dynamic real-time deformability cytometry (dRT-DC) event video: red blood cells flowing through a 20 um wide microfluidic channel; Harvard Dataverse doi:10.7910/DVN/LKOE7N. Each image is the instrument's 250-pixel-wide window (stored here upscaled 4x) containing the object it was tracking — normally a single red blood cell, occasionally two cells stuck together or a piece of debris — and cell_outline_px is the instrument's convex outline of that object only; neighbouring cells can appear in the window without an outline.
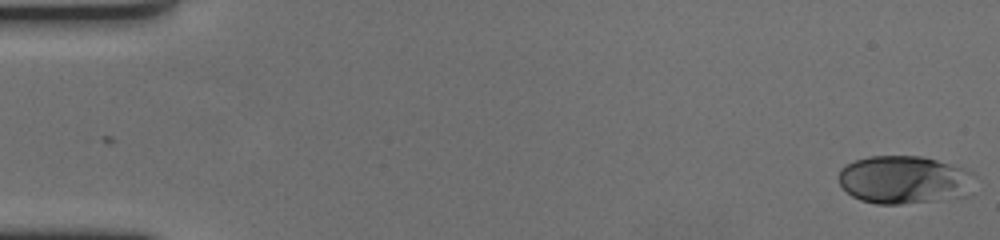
{"species": "human", "species_latin": "Homo sapiens", "temperature_condition": "cold", "stored_images_in_passage": 61, "camera_frame_rate_fps": 3000, "um_per_image_px": 0.085, "donor": {"sex": "female"}, "frame": {"image": 1, "passage_image": 1, "time_ms": 0.0, "image_size_px": [1000, 240], "cell_outline_px": [[976, 176], [968, 196], [900, 204], [876, 204], [860, 200], [852, 196], [840, 184], [836, 176], [840, 168], [856, 160], [868, 156], [920, 156], [936, 160], [972, 172]], "centroid_in_image_um": [76.83, 15.28], "position_along_channel_um": 8.2, "area_um2": 38.15}}
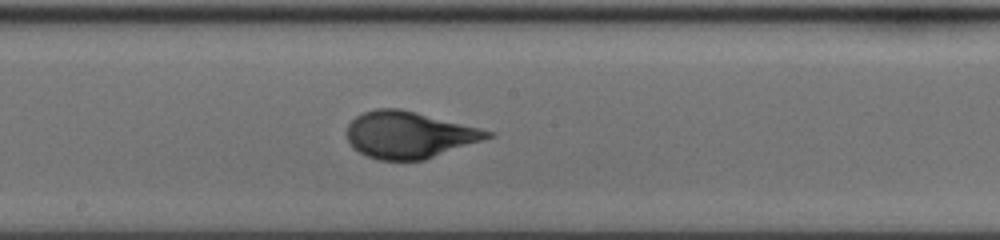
{"frame": {"image": 2, "passage_image": 33, "time_ms": 10.667, "image_size_px": [1000, 240], "cell_outline_px": [[496, 136], [424, 160], [376, 160], [364, 156], [352, 148], [348, 140], [348, 124], [356, 116], [364, 112], [376, 108], [400, 108], [496, 132]], "centroid_in_image_um": [34.78, 11.47], "position_along_channel_um": 213.4, "area_um2": 38.49}}
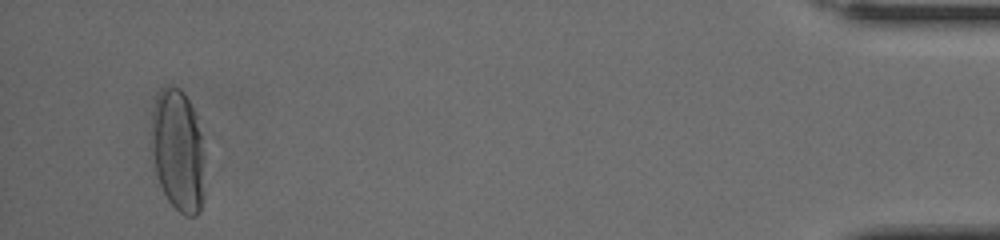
{"frame": {"image": 3, "passage_image": 58, "time_ms": 19.0, "image_size_px": [1000, 240], "cell_outline_px": [[204, 196], [200, 212], [196, 216], [184, 216], [168, 200], [160, 184], [156, 172], [152, 152], [152, 112], [156, 96], [160, 88], [172, 84], [180, 88], [184, 92], [196, 116], [204, 152]], "centroid_in_image_um": [15.15, 12.79], "position_along_channel_um": 420.1, "area_um2": 38.32}, "authors_computed_cell_mechanics": {"area_um2": 37.3388, "velocity_mm_per_s": 3.3968, "shape_relaxation_time_tau1_ms": 4.6545, "shape_relaxation_time_tau2_ms": null, "deformation_change_tau1": 0.1943, "deformation_change_tau2": null}}